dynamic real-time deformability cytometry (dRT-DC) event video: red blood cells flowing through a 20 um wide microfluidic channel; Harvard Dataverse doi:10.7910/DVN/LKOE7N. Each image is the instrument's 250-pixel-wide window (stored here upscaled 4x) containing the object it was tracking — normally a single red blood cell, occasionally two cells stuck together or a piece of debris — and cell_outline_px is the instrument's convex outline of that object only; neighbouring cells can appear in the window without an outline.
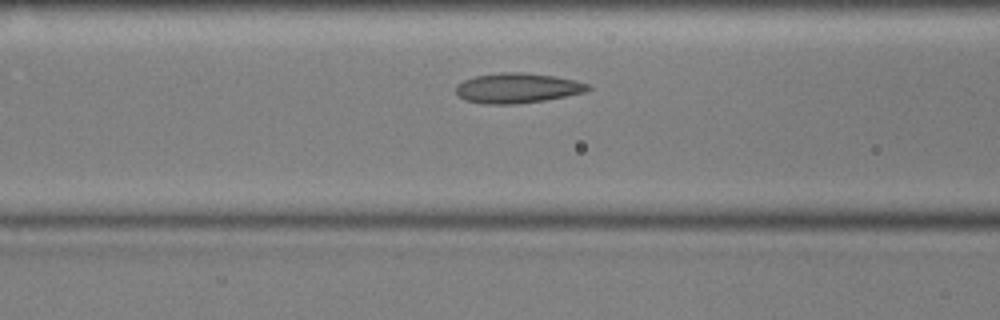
{"species": "common noctule bat (a hibernating species)", "species_latin": "Nyctalus noctula", "temperature_condition": "cold", "stored_images_in_passage": 38, "camera_frame_rate_fps": 3000, "um_per_image_px": 0.085, "animal": {"sex": "male", "body_mass_g": 17.9, "forearm_length_mm": 54.2}, "frame": {"image": 1, "passage_image": 12, "time_ms": 3.667, "image_size_px": [1000, 320], "cell_outline_px": [[592, 88], [588, 92], [544, 100], [516, 104], [484, 104], [464, 100], [456, 96], [456, 84], [464, 80], [476, 76], [500, 72], [520, 72], [552, 76], [576, 80], [588, 84]], "centroid_in_image_um": [43.96, 7.49], "position_along_channel_um": 122.6, "area_um2": 23.24}}
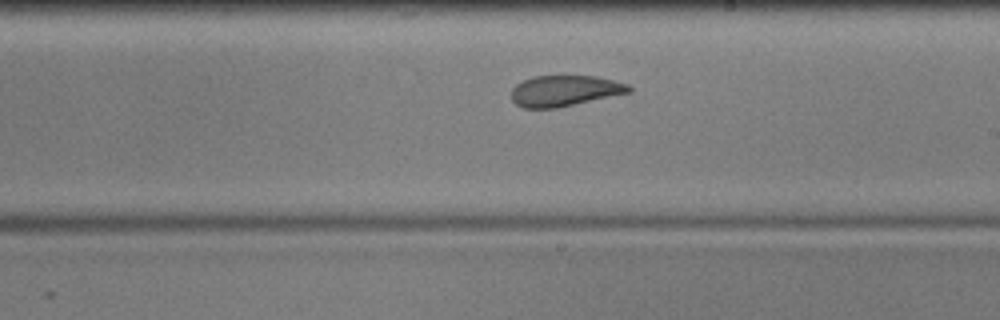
{"frame": {"image": 2, "passage_image": 22, "time_ms": 7.0, "image_size_px": [1000, 320], "cell_outline_px": [[632, 92], [556, 108], [524, 108], [516, 104], [512, 100], [512, 88], [516, 84], [532, 76], [564, 72], [596, 76], [628, 84], [632, 88]], "centroid_in_image_um": [48.0, 7.66], "position_along_channel_um": 241.0, "area_um2": 22.02}}
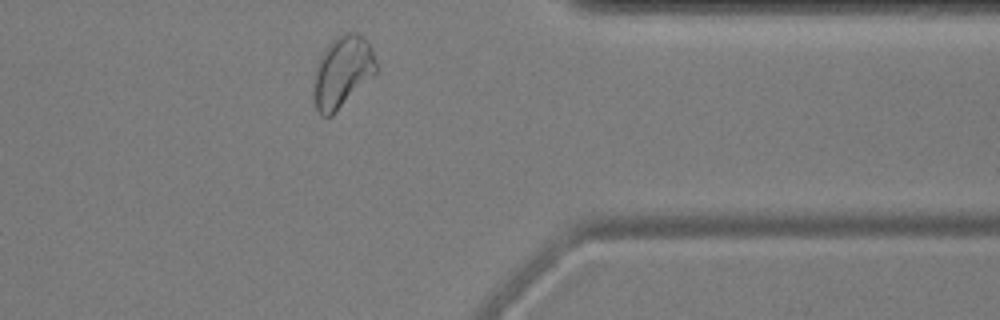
{"frame": {"image": 3, "passage_image": 35, "time_ms": 11.333, "image_size_px": [1000, 320], "cell_outline_px": [[376, 72], [332, 116], [320, 116], [316, 108], [312, 96], [312, 88], [316, 64], [324, 48], [336, 36], [344, 32], [356, 32], [372, 48], [376, 64]], "centroid_in_image_um": [29.04, 6.12], "position_along_channel_um": 382.4, "area_um2": 26.07}, "authors_computed_cell_mechanics": {"area_um2": 23.0911, "velocity_mm_per_s": 3.5558, "shape_relaxation_time_tau1_ms": 10.669, "shape_relaxation_time_tau2_ms": 1.7262, "deformation_change_tau1": 0.1977, "deformation_change_tau2": 0.0775}}